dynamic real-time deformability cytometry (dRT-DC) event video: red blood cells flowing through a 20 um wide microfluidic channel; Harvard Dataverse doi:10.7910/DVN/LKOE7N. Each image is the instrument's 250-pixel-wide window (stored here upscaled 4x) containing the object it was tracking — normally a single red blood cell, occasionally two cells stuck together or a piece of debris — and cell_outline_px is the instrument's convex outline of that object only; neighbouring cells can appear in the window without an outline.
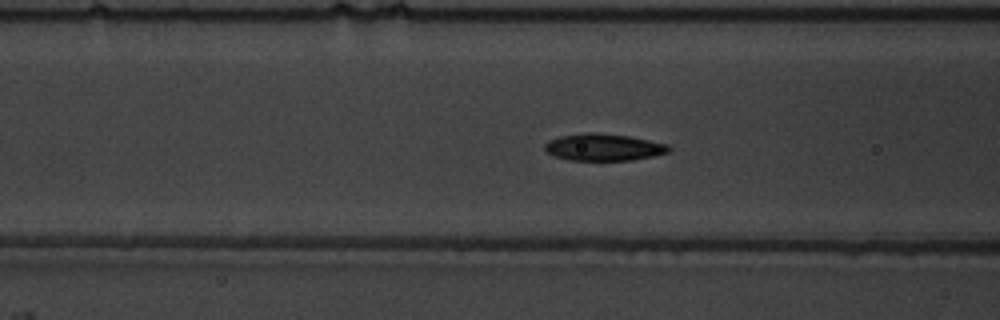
{"species": "common noctule bat (a hibernating species)", "species_latin": "Nyctalus noctula", "temperature_condition": "warm", "stored_images_in_passage": 56, "camera_frame_rate_fps": 3000, "um_per_image_px": 0.085, "animal": {"sex": "male", "body_mass_g": 19.5, "forearm_length_mm": 54.6}, "frame": {"image": 1, "passage_image": 23, "time_ms": 7.333, "image_size_px": [1000, 320], "cell_outline_px": [[672, 148], [668, 152], [652, 156], [632, 160], [568, 160], [556, 156], [548, 152], [544, 148], [544, 144], [548, 140], [560, 136], [588, 132], [592, 132], [628, 136], [668, 144]], "centroid_in_image_um": [51.3, 12.51], "position_along_channel_um": 115.3, "area_um2": 19.36}}
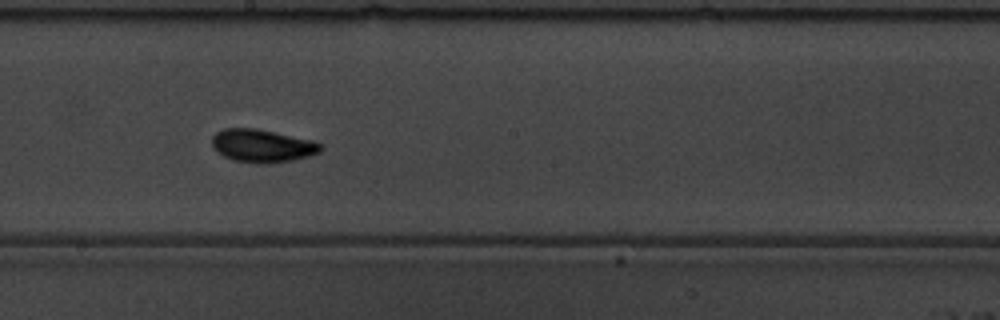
{"frame": {"image": 2, "passage_image": 32, "time_ms": 10.333, "image_size_px": [1000, 320], "cell_outline_px": [[324, 148], [320, 152], [308, 156], [292, 160], [268, 164], [256, 164], [232, 160], [216, 152], [212, 144], [212, 136], [216, 132], [224, 128], [256, 128], [312, 140], [320, 144]], "centroid_in_image_um": [22.27, 12.4], "position_along_channel_um": 225.9, "area_um2": 21.04}}
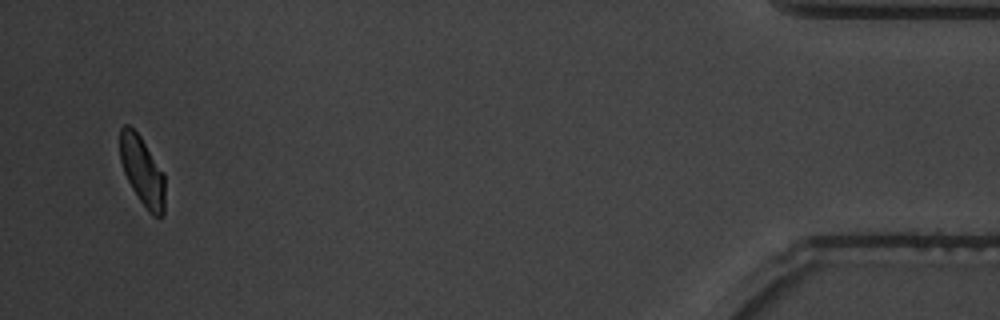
{"frame": {"image": 3, "passage_image": 54, "time_ms": 17.667, "image_size_px": [1000, 320], "cell_outline_px": [[164, 216], [152, 216], [148, 212], [132, 188], [124, 172], [120, 160], [120, 128], [124, 124], [128, 124], [140, 136], [164, 172]], "centroid_in_image_um": [12.1, 14.54], "position_along_channel_um": 423.1, "area_um2": 18.03}, "authors_computed_cell_mechanics": {"area_um2": 19.1029, "velocity_mm_per_s": 3.6964, "shape_relaxation_time_tau1_ms": 2.8108, "shape_relaxation_time_tau2_ms": 1.4399, "deformation_change_tau1": 0.1382, "deformation_change_tau2": 0.0656}}